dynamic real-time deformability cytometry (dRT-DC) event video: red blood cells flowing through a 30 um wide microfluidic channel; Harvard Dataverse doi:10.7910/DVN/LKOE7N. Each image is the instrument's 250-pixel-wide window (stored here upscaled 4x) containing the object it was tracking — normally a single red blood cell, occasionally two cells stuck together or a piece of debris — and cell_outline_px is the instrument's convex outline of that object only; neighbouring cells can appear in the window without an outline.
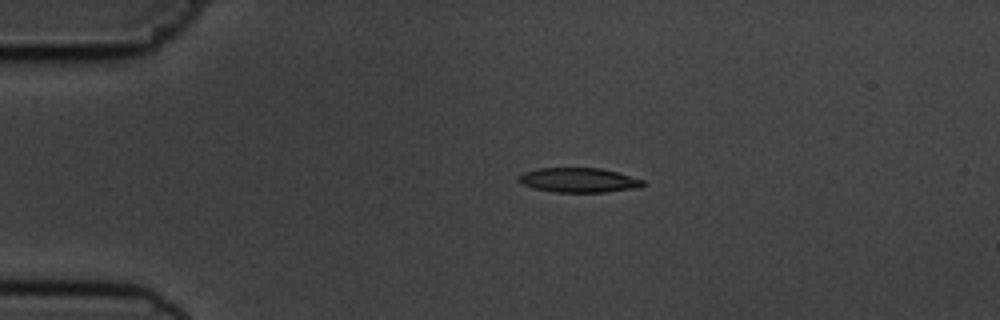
{"species": "common noctule bat (a hibernating species)", "species_latin": "Nyctalus noctula", "temperature_condition": "cold", "stored_images_in_passage": 4, "camera_frame_rate_fps": 3000, "um_per_image_px": 0.085, "animal": {"sex": "male", "body_mass_g": 19.5, "forearm_length_mm": 54.6}, "frame": {"image": 1, "passage_image": 3, "time_ms": 3.0, "image_size_px": [1000, 320], "cell_outline_px": [[648, 184], [632, 188], [604, 192], [556, 192], [536, 188], [524, 184], [516, 180], [524, 172], [540, 168], [600, 168], [616, 172], [644, 180]], "centroid_in_image_um": [49.2, 15.3], "position_along_channel_um": 35.8, "area_um2": 17.46}}